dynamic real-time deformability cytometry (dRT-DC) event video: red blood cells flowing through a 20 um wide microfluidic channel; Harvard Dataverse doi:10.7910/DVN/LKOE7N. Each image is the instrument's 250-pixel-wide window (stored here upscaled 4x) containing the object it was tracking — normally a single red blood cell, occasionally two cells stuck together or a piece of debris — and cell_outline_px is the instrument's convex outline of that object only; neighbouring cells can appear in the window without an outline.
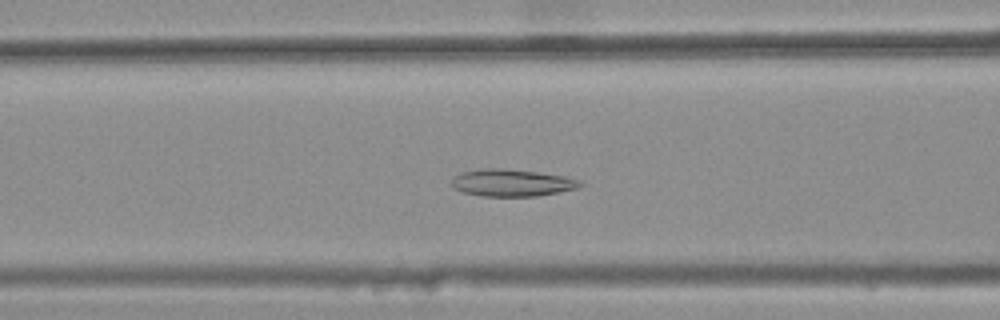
{"species": "common noctule bat (a hibernating species)", "species_latin": "Nyctalus noctula", "temperature_condition": "warm", "stored_images_in_passage": 43, "camera_frame_rate_fps": 3000, "um_per_image_px": 0.085, "animal": {"sex": "female", "body_mass_g": 25.1}, "frame": {"image": 1, "passage_image": 20, "time_ms": 6.333, "image_size_px": [1000, 320], "cell_outline_px": [[584, 184], [576, 188], [560, 192], [536, 196], [480, 196], [464, 192], [452, 188], [452, 176], [464, 172], [480, 168], [500, 168], [536, 172], [564, 176], [580, 180]], "centroid_in_image_um": [43.48, 15.54], "position_along_channel_um": 123.1, "area_um2": 20.29}}
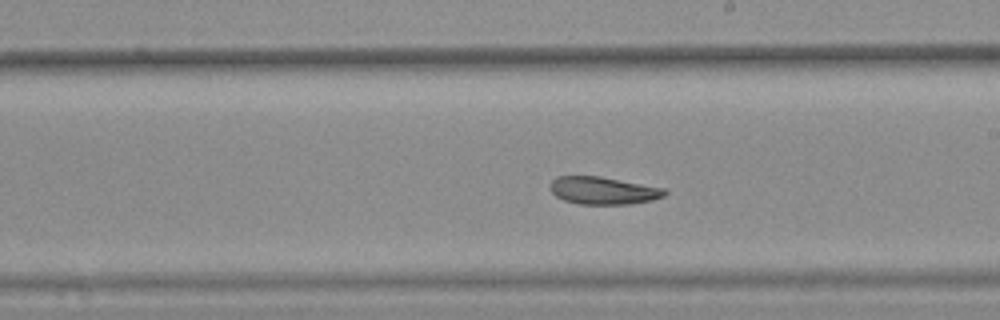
{"frame": {"image": 2, "passage_image": 29, "time_ms": 9.333, "image_size_px": [1000, 320], "cell_outline_px": [[668, 192], [664, 196], [652, 200], [628, 204], [580, 204], [564, 200], [556, 196], [552, 192], [552, 180], [556, 176], [600, 176], [668, 188]], "centroid_in_image_um": [51.34, 16.19], "position_along_channel_um": 237.7, "area_um2": 18.44}}
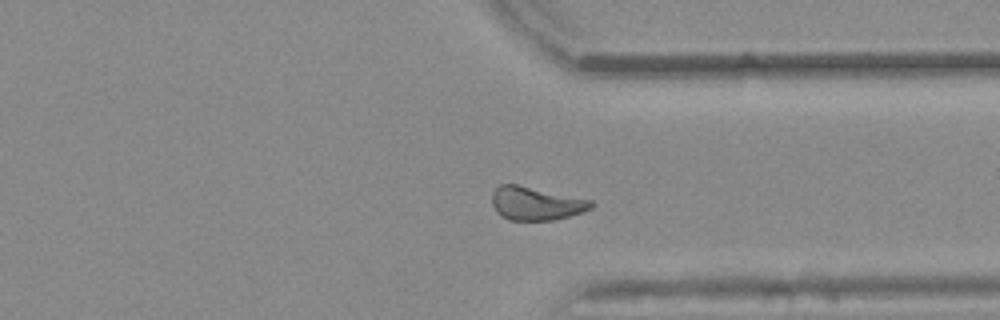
{"frame": {"image": 3, "passage_image": 39, "time_ms": 12.667, "image_size_px": [1000, 320], "cell_outline_px": [[596, 204], [592, 208], [584, 212], [552, 220], [512, 220], [500, 216], [496, 212], [492, 204], [492, 192], [500, 184], [516, 184], [592, 200]], "centroid_in_image_um": [45.56, 17.29], "position_along_channel_um": 365.8, "area_um2": 19.31}, "authors_computed_cell_mechanics": {"area_um2": 19.7676, "velocity_mm_per_s": 3.8334, "shape_relaxation_time_tau1_ms": null, "shape_relaxation_time_tau2_ms": 4.4939, "deformation_change_tau1": null, "deformation_change_tau2": 0.1125}}